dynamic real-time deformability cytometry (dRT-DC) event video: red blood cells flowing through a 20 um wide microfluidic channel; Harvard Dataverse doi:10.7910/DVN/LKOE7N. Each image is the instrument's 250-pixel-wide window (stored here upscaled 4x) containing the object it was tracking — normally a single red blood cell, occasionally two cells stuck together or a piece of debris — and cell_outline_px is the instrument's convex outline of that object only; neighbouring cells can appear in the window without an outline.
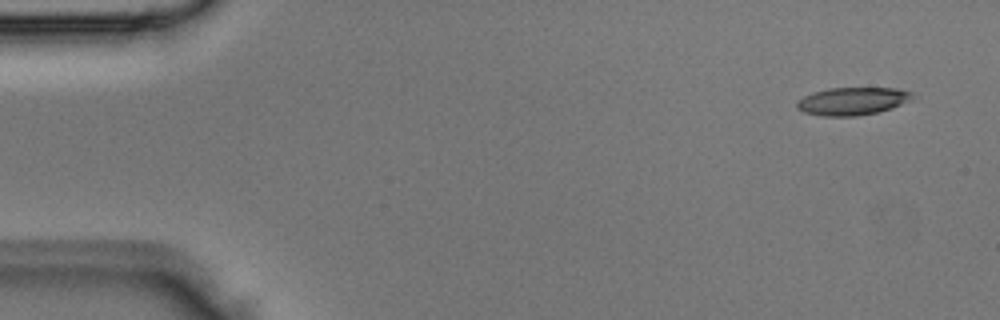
{"species": "Egyptian fruit bat (a non-hibernating species)", "species_latin": "Rousettus aegyptiacus", "temperature_condition": "room temperature", "stored_images_in_passage": 3, "camera_frame_rate_fps": 3000, "um_per_image_px": 0.085, "animal": {"sex": "male"}, "frame": {"image": 1, "passage_image": 1, "time_ms": 0.0, "image_size_px": [1000, 320], "cell_outline_px": [[912, 96], [908, 100], [892, 108], [876, 112], [856, 116], [820, 116], [804, 112], [796, 108], [796, 104], [804, 96], [812, 92], [828, 88], [896, 88], [912, 92]], "centroid_in_image_um": [72.4, 8.6], "position_along_channel_um": 12.6, "area_um2": 18.5}}